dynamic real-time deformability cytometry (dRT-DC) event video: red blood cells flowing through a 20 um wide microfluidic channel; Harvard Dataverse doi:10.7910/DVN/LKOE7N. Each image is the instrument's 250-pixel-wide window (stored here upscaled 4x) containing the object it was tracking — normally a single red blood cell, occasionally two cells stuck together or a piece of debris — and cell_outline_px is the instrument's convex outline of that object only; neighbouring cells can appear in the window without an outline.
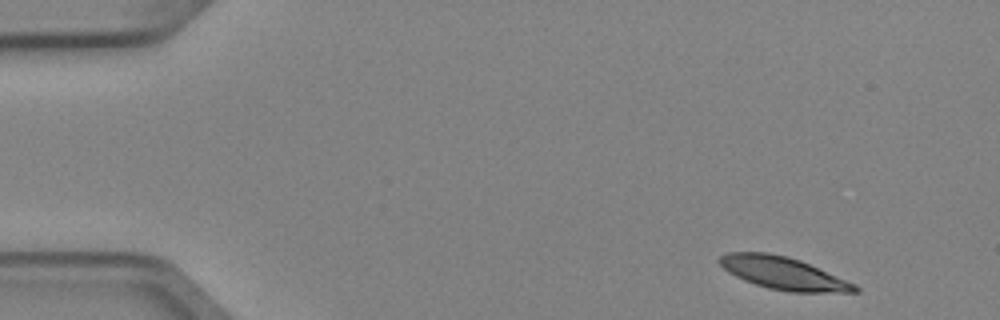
{"species": "Egyptian fruit bat (a non-hibernating species)", "species_latin": "Rousettus aegyptiacus", "temperature_condition": "cold", "stored_images_in_passage": 5, "camera_frame_rate_fps": 3000, "um_per_image_px": 0.085, "animal": {"sex": "female"}, "frame": {"image": 1, "passage_image": 1, "time_ms": 0.0, "image_size_px": [1000, 320], "cell_outline_px": [[860, 292], [788, 292], [768, 288], [744, 280], [728, 272], [716, 260], [720, 256], [728, 252], [768, 252], [788, 256], [800, 260], [856, 284], [860, 288]], "centroid_in_image_um": [66.58, 23.22], "position_along_channel_um": 18.4, "area_um2": 25.66}}